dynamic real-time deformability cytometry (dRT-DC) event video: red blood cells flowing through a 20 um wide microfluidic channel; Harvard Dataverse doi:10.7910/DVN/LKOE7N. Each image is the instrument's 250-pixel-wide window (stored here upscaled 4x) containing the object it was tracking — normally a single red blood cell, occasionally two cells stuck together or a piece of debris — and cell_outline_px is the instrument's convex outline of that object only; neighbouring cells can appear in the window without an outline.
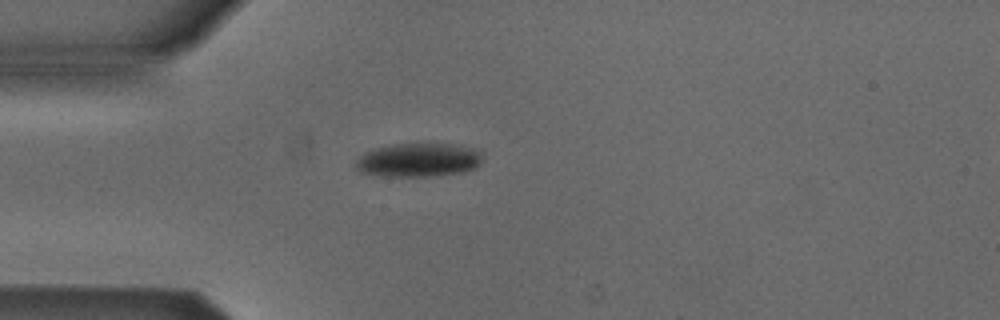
{"species": "Egyptian fruit bat (a non-hibernating species)", "species_latin": "Rousettus aegyptiacus", "temperature_condition": "cold", "stored_images_in_passage": 4, "camera_frame_rate_fps": 3000, "um_per_image_px": 0.085, "animal": {"sex": "male"}, "frame": {"image": 1, "passage_image": 4, "time_ms": 1.0, "image_size_px": [1000, 320], "cell_outline_px": [[484, 156], [480, 164], [476, 168], [464, 172], [440, 176], [380, 176], [360, 172], [352, 168], [356, 160], [364, 152], [376, 148], [392, 144], [428, 140], [464, 144], [476, 148], [484, 152]], "centroid_in_image_um": [35.66, 13.54], "position_along_channel_um": 49.3, "area_um2": 26.76}}